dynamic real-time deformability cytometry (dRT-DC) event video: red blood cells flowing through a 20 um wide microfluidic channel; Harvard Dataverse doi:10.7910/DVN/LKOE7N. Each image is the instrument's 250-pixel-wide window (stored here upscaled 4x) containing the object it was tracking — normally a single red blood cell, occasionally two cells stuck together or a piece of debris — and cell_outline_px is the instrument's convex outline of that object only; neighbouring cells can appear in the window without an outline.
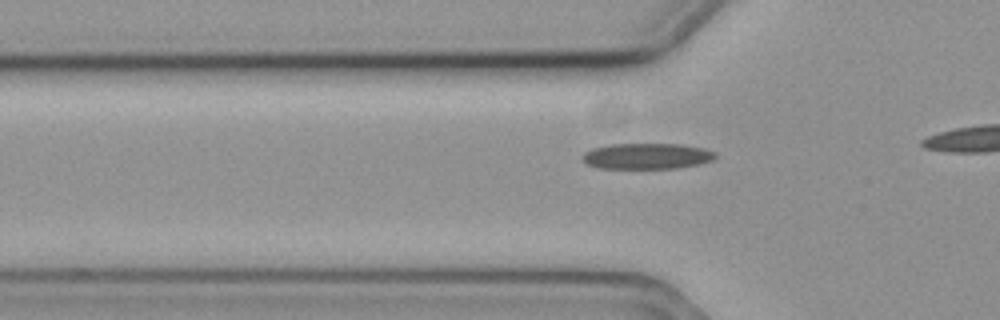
{"species": "common noctule bat (a hibernating species)", "species_latin": "Nyctalus noctula", "temperature_condition": "cold", "stored_images_in_passage": 24, "camera_frame_rate_fps": 3000, "um_per_image_px": 0.085, "animal": {"sex": "female", "body_mass_g": 19.3, "forearm_length_mm": 54.1}, "frame": {"image": 1, "passage_image": 14, "time_ms": 4.333, "image_size_px": [1000, 320], "cell_outline_px": [[716, 156], [712, 160], [700, 164], [676, 168], [600, 168], [588, 164], [580, 156], [584, 152], [592, 148], [608, 144], [680, 144], [704, 148], [716, 152]], "centroid_in_image_um": [54.98, 13.26], "position_along_channel_um": 70.8, "area_um2": 20.06}}
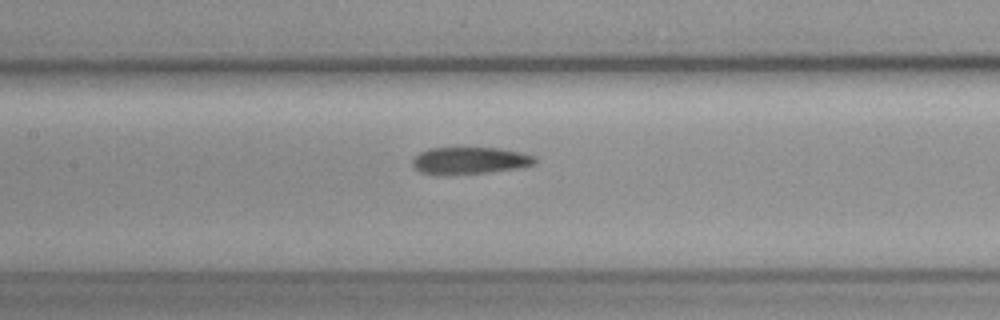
{"frame": {"image": 2, "passage_image": 22, "time_ms": 7.0, "image_size_px": [1000, 320], "cell_outline_px": [[536, 164], [516, 168], [484, 172], [420, 172], [412, 164], [412, 160], [420, 152], [428, 148], [500, 148], [524, 152], [536, 156]], "centroid_in_image_um": [40.02, 13.59], "position_along_channel_um": 167.4, "area_um2": 18.5}}